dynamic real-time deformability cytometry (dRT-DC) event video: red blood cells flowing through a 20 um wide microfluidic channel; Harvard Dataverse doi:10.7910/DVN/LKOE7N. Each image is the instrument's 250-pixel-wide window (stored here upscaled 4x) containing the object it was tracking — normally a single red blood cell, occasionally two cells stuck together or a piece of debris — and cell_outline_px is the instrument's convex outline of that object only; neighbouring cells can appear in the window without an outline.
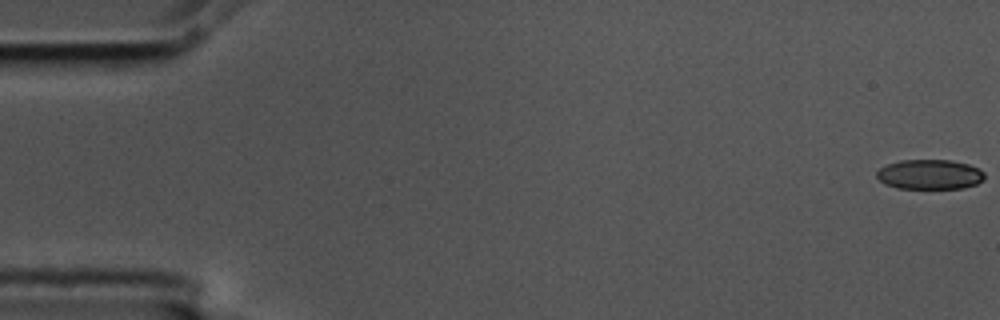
{"species": "common noctule bat (a hibernating species)", "species_latin": "Nyctalus noctula", "temperature_condition": "cold", "stored_images_in_passage": 15, "camera_frame_rate_fps": 3000, "um_per_image_px": 0.085, "animal": {"sex": "male", "body_mass_g": 17.5, "forearm_length_mm": 52.3}, "frame": {"image": 1, "passage_image": 1, "time_ms": 0.0, "image_size_px": [1000, 320], "cell_outline_px": [[984, 180], [976, 184], [964, 188], [896, 188], [884, 184], [876, 176], [876, 172], [880, 168], [888, 164], [900, 160], [952, 160], [968, 164], [980, 168], [984, 172]], "centroid_in_image_um": [79.04, 14.82], "position_along_channel_um": 6.0, "area_um2": 18.84}}
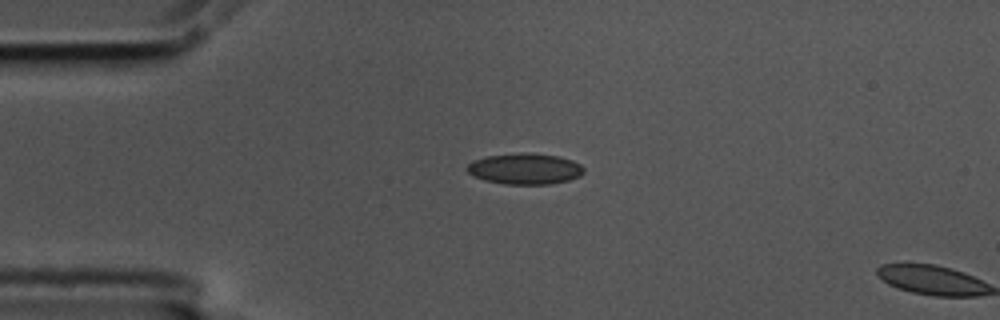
{"frame": {"image": 2, "passage_image": 14, "time_ms": 4.333, "image_size_px": [1000, 320], "cell_outline_px": [[584, 172], [580, 176], [568, 180], [548, 184], [504, 184], [484, 180], [472, 176], [464, 168], [472, 160], [488, 156], [524, 152], [560, 156], [572, 160], [580, 164], [584, 168]], "centroid_in_image_um": [44.59, 14.34], "position_along_channel_um": 40.4, "area_um2": 21.21}}